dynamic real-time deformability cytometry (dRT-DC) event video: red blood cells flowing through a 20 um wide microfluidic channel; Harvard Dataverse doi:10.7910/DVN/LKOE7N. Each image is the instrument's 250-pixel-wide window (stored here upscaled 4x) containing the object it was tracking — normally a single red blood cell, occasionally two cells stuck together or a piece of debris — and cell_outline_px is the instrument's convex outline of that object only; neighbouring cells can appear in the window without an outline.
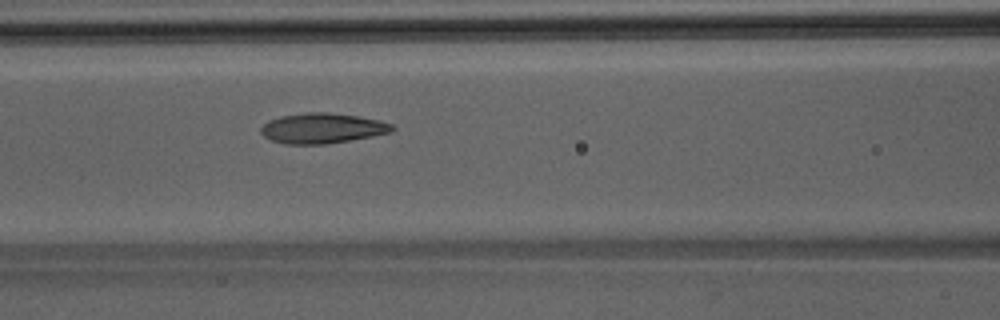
{"species": "Egyptian fruit bat (a non-hibernating species)", "species_latin": "Rousettus aegyptiacus", "temperature_condition": "room temperature", "stored_images_in_passage": 49, "camera_frame_rate_fps": 3000, "um_per_image_px": 0.085, "animal": {"sex": "male"}, "frame": {"image": 1, "passage_image": 21, "time_ms": 6.667, "image_size_px": [1000, 320], "cell_outline_px": [[396, 128], [392, 132], [372, 136], [324, 144], [284, 144], [272, 140], [264, 136], [260, 132], [260, 128], [268, 120], [280, 116], [308, 112], [328, 112], [360, 116], [380, 120], [392, 124]], "centroid_in_image_um": [27.4, 10.89], "position_along_channel_um": 139.2, "area_um2": 23.18}}
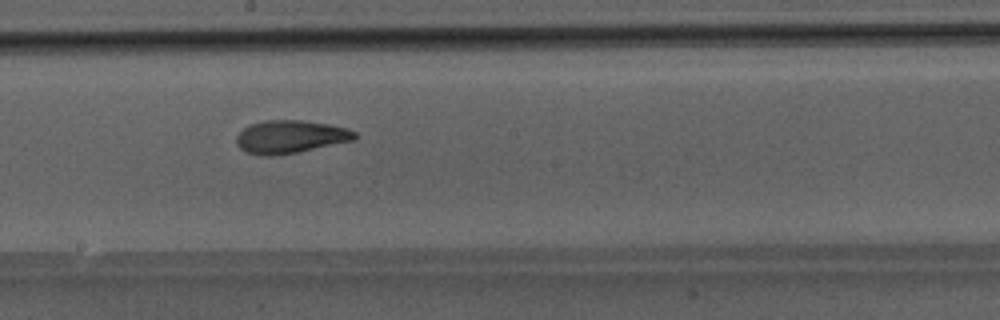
{"frame": {"image": 2, "passage_image": 27, "time_ms": 8.667, "image_size_px": [1000, 320], "cell_outline_px": [[356, 140], [296, 152], [272, 156], [264, 156], [244, 152], [236, 144], [236, 136], [248, 124], [264, 120], [300, 120], [328, 124], [348, 128], [356, 132]], "centroid_in_image_um": [24.66, 11.62], "position_along_channel_um": 223.5, "area_um2": 22.83}}
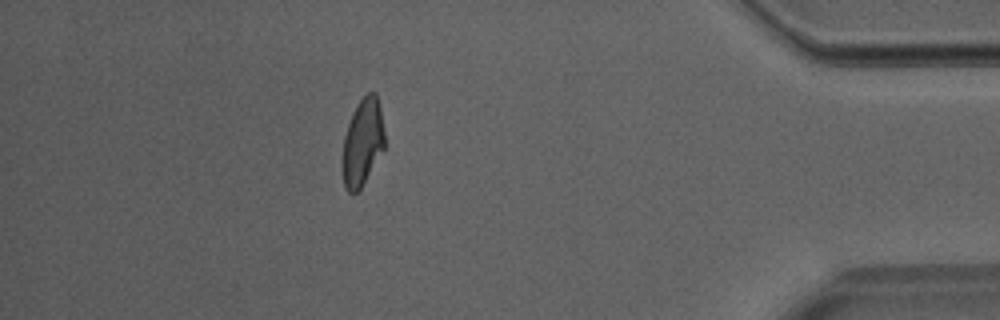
{"frame": {"image": 3, "passage_image": 43, "time_ms": 14.0, "image_size_px": [1000, 320], "cell_outline_px": [[384, 148], [360, 188], [356, 192], [348, 192], [344, 188], [340, 164], [344, 136], [352, 112], [356, 104], [368, 92], [376, 92], [380, 108], [384, 132]], "centroid_in_image_um": [30.77, 12.1], "position_along_channel_um": 404.4, "area_um2": 21.5}}